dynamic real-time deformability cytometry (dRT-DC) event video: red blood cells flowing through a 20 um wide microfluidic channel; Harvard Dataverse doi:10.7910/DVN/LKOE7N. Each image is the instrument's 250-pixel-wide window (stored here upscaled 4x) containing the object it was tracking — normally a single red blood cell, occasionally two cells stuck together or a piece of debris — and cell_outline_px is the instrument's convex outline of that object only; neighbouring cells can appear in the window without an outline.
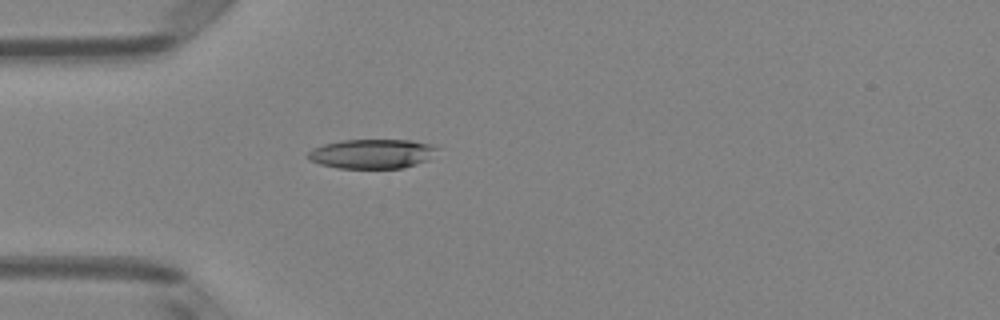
{"species": "Egyptian fruit bat (a non-hibernating species)", "species_latin": "Rousettus aegyptiacus", "temperature_condition": "room temperature", "stored_images_in_passage": 4, "camera_frame_rate_fps": 3000, "um_per_image_px": 0.085, "animal": {"sex": "female"}, "frame": {"image": 1, "passage_image": 4, "time_ms": 1.0, "image_size_px": [1000, 320], "cell_outline_px": [[440, 148], [428, 160], [404, 168], [336, 168], [320, 164], [308, 160], [308, 152], [312, 148], [324, 144], [340, 140], [412, 140], [432, 144]], "centroid_in_image_um": [31.63, 13.07], "position_along_channel_um": 53.4, "area_um2": 22.37}}